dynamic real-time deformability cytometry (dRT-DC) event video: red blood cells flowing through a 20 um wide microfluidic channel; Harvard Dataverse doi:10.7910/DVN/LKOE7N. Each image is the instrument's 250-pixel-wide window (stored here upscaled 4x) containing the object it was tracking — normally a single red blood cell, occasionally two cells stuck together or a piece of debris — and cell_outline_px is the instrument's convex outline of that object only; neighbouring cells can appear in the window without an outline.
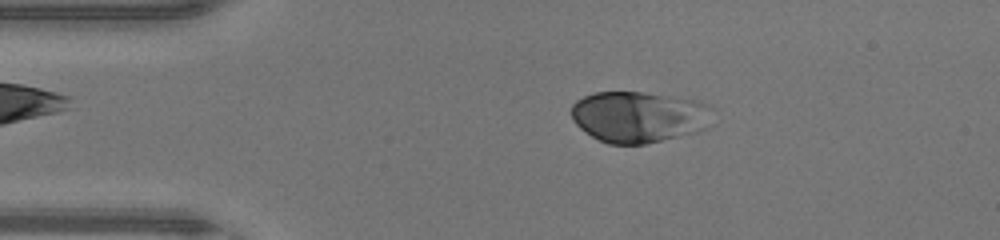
{"species": "human", "species_latin": "Homo sapiens", "temperature_condition": "warm", "stored_images_in_passage": 45, "camera_frame_rate_fps": 3000, "um_per_image_px": 0.085, "donor": {"sex": "male"}, "frame": {"image": 1, "passage_image": 8, "time_ms": 2.333, "image_size_px": [1000, 240], "cell_outline_px": [[716, 108], [708, 128], [696, 132], [644, 144], [608, 144], [592, 136], [580, 128], [572, 120], [572, 104], [576, 100], [584, 96], [596, 92], [644, 92], [700, 100]], "centroid_in_image_um": [54.36, 9.92], "position_along_channel_um": 30.6, "area_um2": 42.66}}
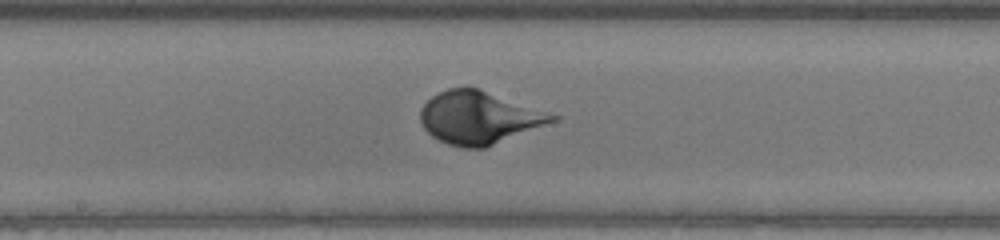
{"frame": {"image": 2, "passage_image": 23, "time_ms": 7.333, "image_size_px": [1000, 240], "cell_outline_px": [[560, 120], [484, 148], [464, 148], [448, 144], [432, 136], [424, 128], [420, 120], [420, 108], [432, 96], [448, 88], [476, 88], [560, 116]], "centroid_in_image_um": [40.72, 10.02], "position_along_channel_um": 207.5, "area_um2": 40.06}}
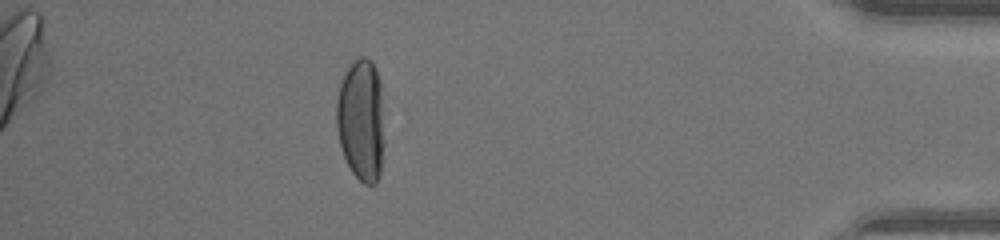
{"frame": {"image": 3, "passage_image": 40, "time_ms": 13.0, "image_size_px": [1000, 240], "cell_outline_px": [[384, 144], [380, 172], [376, 184], [364, 184], [352, 172], [340, 148], [336, 128], [336, 100], [340, 84], [344, 72], [352, 60], [360, 56], [364, 56], [372, 60], [376, 68], [380, 80], [384, 108]], "centroid_in_image_um": [30.71, 10.15], "position_along_channel_um": 404.5, "area_um2": 35.2}}